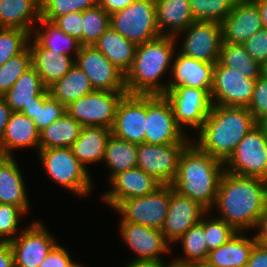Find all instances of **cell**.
<instances>
[{
	"instance_id": "obj_44",
	"label": "cell",
	"mask_w": 267,
	"mask_h": 267,
	"mask_svg": "<svg viewBox=\"0 0 267 267\" xmlns=\"http://www.w3.org/2000/svg\"><path fill=\"white\" fill-rule=\"evenodd\" d=\"M205 218L204 233L209 252L228 242L237 233L232 226L220 218L215 217L210 220L207 219L208 217Z\"/></svg>"
},
{
	"instance_id": "obj_25",
	"label": "cell",
	"mask_w": 267,
	"mask_h": 267,
	"mask_svg": "<svg viewBox=\"0 0 267 267\" xmlns=\"http://www.w3.org/2000/svg\"><path fill=\"white\" fill-rule=\"evenodd\" d=\"M155 8L160 35L178 38L177 34L195 21L189 0H155Z\"/></svg>"
},
{
	"instance_id": "obj_18",
	"label": "cell",
	"mask_w": 267,
	"mask_h": 267,
	"mask_svg": "<svg viewBox=\"0 0 267 267\" xmlns=\"http://www.w3.org/2000/svg\"><path fill=\"white\" fill-rule=\"evenodd\" d=\"M222 42L244 44L263 28L260 9L254 0H237L220 23Z\"/></svg>"
},
{
	"instance_id": "obj_61",
	"label": "cell",
	"mask_w": 267,
	"mask_h": 267,
	"mask_svg": "<svg viewBox=\"0 0 267 267\" xmlns=\"http://www.w3.org/2000/svg\"><path fill=\"white\" fill-rule=\"evenodd\" d=\"M168 267H187L186 265H181L178 263H175L173 261L170 262V265Z\"/></svg>"
},
{
	"instance_id": "obj_38",
	"label": "cell",
	"mask_w": 267,
	"mask_h": 267,
	"mask_svg": "<svg viewBox=\"0 0 267 267\" xmlns=\"http://www.w3.org/2000/svg\"><path fill=\"white\" fill-rule=\"evenodd\" d=\"M66 113V107L53 98L47 90L37 101L27 106L23 113L34 120L40 132Z\"/></svg>"
},
{
	"instance_id": "obj_17",
	"label": "cell",
	"mask_w": 267,
	"mask_h": 267,
	"mask_svg": "<svg viewBox=\"0 0 267 267\" xmlns=\"http://www.w3.org/2000/svg\"><path fill=\"white\" fill-rule=\"evenodd\" d=\"M111 132L130 143H145L146 95L125 94L119 101Z\"/></svg>"
},
{
	"instance_id": "obj_36",
	"label": "cell",
	"mask_w": 267,
	"mask_h": 267,
	"mask_svg": "<svg viewBox=\"0 0 267 267\" xmlns=\"http://www.w3.org/2000/svg\"><path fill=\"white\" fill-rule=\"evenodd\" d=\"M43 26V30L33 31V37L44 47L56 53L70 55L71 51L78 54L81 44L75 38L63 32L53 22L40 18L37 22ZM72 49V50H71Z\"/></svg>"
},
{
	"instance_id": "obj_10",
	"label": "cell",
	"mask_w": 267,
	"mask_h": 267,
	"mask_svg": "<svg viewBox=\"0 0 267 267\" xmlns=\"http://www.w3.org/2000/svg\"><path fill=\"white\" fill-rule=\"evenodd\" d=\"M176 123L172 106L164 95H146L145 143L170 145L188 142L185 131ZM187 137V138H186Z\"/></svg>"
},
{
	"instance_id": "obj_2",
	"label": "cell",
	"mask_w": 267,
	"mask_h": 267,
	"mask_svg": "<svg viewBox=\"0 0 267 267\" xmlns=\"http://www.w3.org/2000/svg\"><path fill=\"white\" fill-rule=\"evenodd\" d=\"M224 171L223 162L190 142L180 155L177 174L171 185L176 192L210 212Z\"/></svg>"
},
{
	"instance_id": "obj_48",
	"label": "cell",
	"mask_w": 267,
	"mask_h": 267,
	"mask_svg": "<svg viewBox=\"0 0 267 267\" xmlns=\"http://www.w3.org/2000/svg\"><path fill=\"white\" fill-rule=\"evenodd\" d=\"M53 23L63 32L78 40L82 46V12H71L57 17Z\"/></svg>"
},
{
	"instance_id": "obj_11",
	"label": "cell",
	"mask_w": 267,
	"mask_h": 267,
	"mask_svg": "<svg viewBox=\"0 0 267 267\" xmlns=\"http://www.w3.org/2000/svg\"><path fill=\"white\" fill-rule=\"evenodd\" d=\"M170 102L176 123L183 130V126H191L199 131L213 106L211 93L201 88L178 86L166 90L163 94Z\"/></svg>"
},
{
	"instance_id": "obj_22",
	"label": "cell",
	"mask_w": 267,
	"mask_h": 267,
	"mask_svg": "<svg viewBox=\"0 0 267 267\" xmlns=\"http://www.w3.org/2000/svg\"><path fill=\"white\" fill-rule=\"evenodd\" d=\"M215 63H208L178 53L172 63L173 81L167 82V90L178 86L189 88H201L206 92L212 90L213 69Z\"/></svg>"
},
{
	"instance_id": "obj_62",
	"label": "cell",
	"mask_w": 267,
	"mask_h": 267,
	"mask_svg": "<svg viewBox=\"0 0 267 267\" xmlns=\"http://www.w3.org/2000/svg\"><path fill=\"white\" fill-rule=\"evenodd\" d=\"M74 267H84V266L81 265V264L79 265L78 263H76Z\"/></svg>"
},
{
	"instance_id": "obj_49",
	"label": "cell",
	"mask_w": 267,
	"mask_h": 267,
	"mask_svg": "<svg viewBox=\"0 0 267 267\" xmlns=\"http://www.w3.org/2000/svg\"><path fill=\"white\" fill-rule=\"evenodd\" d=\"M76 263L71 259L68 250L57 244L39 267H74Z\"/></svg>"
},
{
	"instance_id": "obj_14",
	"label": "cell",
	"mask_w": 267,
	"mask_h": 267,
	"mask_svg": "<svg viewBox=\"0 0 267 267\" xmlns=\"http://www.w3.org/2000/svg\"><path fill=\"white\" fill-rule=\"evenodd\" d=\"M75 64L88 77L94 90L126 91L125 75L94 45L81 46Z\"/></svg>"
},
{
	"instance_id": "obj_16",
	"label": "cell",
	"mask_w": 267,
	"mask_h": 267,
	"mask_svg": "<svg viewBox=\"0 0 267 267\" xmlns=\"http://www.w3.org/2000/svg\"><path fill=\"white\" fill-rule=\"evenodd\" d=\"M180 53L208 63H217L222 46L221 24L214 21H194L184 31Z\"/></svg>"
},
{
	"instance_id": "obj_32",
	"label": "cell",
	"mask_w": 267,
	"mask_h": 267,
	"mask_svg": "<svg viewBox=\"0 0 267 267\" xmlns=\"http://www.w3.org/2000/svg\"><path fill=\"white\" fill-rule=\"evenodd\" d=\"M48 90L50 95L65 107L94 91L90 80L76 64Z\"/></svg>"
},
{
	"instance_id": "obj_1",
	"label": "cell",
	"mask_w": 267,
	"mask_h": 267,
	"mask_svg": "<svg viewBox=\"0 0 267 267\" xmlns=\"http://www.w3.org/2000/svg\"><path fill=\"white\" fill-rule=\"evenodd\" d=\"M215 204L220 212L218 218L237 232L255 229L267 209V181L224 171Z\"/></svg>"
},
{
	"instance_id": "obj_12",
	"label": "cell",
	"mask_w": 267,
	"mask_h": 267,
	"mask_svg": "<svg viewBox=\"0 0 267 267\" xmlns=\"http://www.w3.org/2000/svg\"><path fill=\"white\" fill-rule=\"evenodd\" d=\"M189 143L190 141L170 145L138 144L137 167L162 185H171L177 174L180 155Z\"/></svg>"
},
{
	"instance_id": "obj_45",
	"label": "cell",
	"mask_w": 267,
	"mask_h": 267,
	"mask_svg": "<svg viewBox=\"0 0 267 267\" xmlns=\"http://www.w3.org/2000/svg\"><path fill=\"white\" fill-rule=\"evenodd\" d=\"M25 213L15 205L0 203V242L9 243L16 236L18 222Z\"/></svg>"
},
{
	"instance_id": "obj_43",
	"label": "cell",
	"mask_w": 267,
	"mask_h": 267,
	"mask_svg": "<svg viewBox=\"0 0 267 267\" xmlns=\"http://www.w3.org/2000/svg\"><path fill=\"white\" fill-rule=\"evenodd\" d=\"M97 4V0H41V18L53 22L59 16L83 12Z\"/></svg>"
},
{
	"instance_id": "obj_34",
	"label": "cell",
	"mask_w": 267,
	"mask_h": 267,
	"mask_svg": "<svg viewBox=\"0 0 267 267\" xmlns=\"http://www.w3.org/2000/svg\"><path fill=\"white\" fill-rule=\"evenodd\" d=\"M137 146L123 139L110 135L105 149L104 160L111 169V179L114 175L137 167Z\"/></svg>"
},
{
	"instance_id": "obj_5",
	"label": "cell",
	"mask_w": 267,
	"mask_h": 267,
	"mask_svg": "<svg viewBox=\"0 0 267 267\" xmlns=\"http://www.w3.org/2000/svg\"><path fill=\"white\" fill-rule=\"evenodd\" d=\"M39 157L50 179L83 197L91 192L92 181L85 167L71 148L40 149Z\"/></svg>"
},
{
	"instance_id": "obj_23",
	"label": "cell",
	"mask_w": 267,
	"mask_h": 267,
	"mask_svg": "<svg viewBox=\"0 0 267 267\" xmlns=\"http://www.w3.org/2000/svg\"><path fill=\"white\" fill-rule=\"evenodd\" d=\"M31 38L34 39L32 44ZM31 38L28 46L32 55V67L48 89L68 73L75 64V58L44 48L32 35Z\"/></svg>"
},
{
	"instance_id": "obj_59",
	"label": "cell",
	"mask_w": 267,
	"mask_h": 267,
	"mask_svg": "<svg viewBox=\"0 0 267 267\" xmlns=\"http://www.w3.org/2000/svg\"><path fill=\"white\" fill-rule=\"evenodd\" d=\"M261 76L267 80V63L262 64Z\"/></svg>"
},
{
	"instance_id": "obj_6",
	"label": "cell",
	"mask_w": 267,
	"mask_h": 267,
	"mask_svg": "<svg viewBox=\"0 0 267 267\" xmlns=\"http://www.w3.org/2000/svg\"><path fill=\"white\" fill-rule=\"evenodd\" d=\"M110 27L136 45L158 38L155 0H134L110 14Z\"/></svg>"
},
{
	"instance_id": "obj_54",
	"label": "cell",
	"mask_w": 267,
	"mask_h": 267,
	"mask_svg": "<svg viewBox=\"0 0 267 267\" xmlns=\"http://www.w3.org/2000/svg\"><path fill=\"white\" fill-rule=\"evenodd\" d=\"M170 264L166 265L163 260H135L133 259L126 267H168Z\"/></svg>"
},
{
	"instance_id": "obj_52",
	"label": "cell",
	"mask_w": 267,
	"mask_h": 267,
	"mask_svg": "<svg viewBox=\"0 0 267 267\" xmlns=\"http://www.w3.org/2000/svg\"><path fill=\"white\" fill-rule=\"evenodd\" d=\"M0 267H14V254L9 243L0 242Z\"/></svg>"
},
{
	"instance_id": "obj_33",
	"label": "cell",
	"mask_w": 267,
	"mask_h": 267,
	"mask_svg": "<svg viewBox=\"0 0 267 267\" xmlns=\"http://www.w3.org/2000/svg\"><path fill=\"white\" fill-rule=\"evenodd\" d=\"M82 125L68 113L40 131V149L70 148L78 139Z\"/></svg>"
},
{
	"instance_id": "obj_57",
	"label": "cell",
	"mask_w": 267,
	"mask_h": 267,
	"mask_svg": "<svg viewBox=\"0 0 267 267\" xmlns=\"http://www.w3.org/2000/svg\"><path fill=\"white\" fill-rule=\"evenodd\" d=\"M187 267H215L210 264L207 260L195 261L189 264H186Z\"/></svg>"
},
{
	"instance_id": "obj_56",
	"label": "cell",
	"mask_w": 267,
	"mask_h": 267,
	"mask_svg": "<svg viewBox=\"0 0 267 267\" xmlns=\"http://www.w3.org/2000/svg\"><path fill=\"white\" fill-rule=\"evenodd\" d=\"M254 1L257 3L260 9L263 28L267 30V0H254Z\"/></svg>"
},
{
	"instance_id": "obj_46",
	"label": "cell",
	"mask_w": 267,
	"mask_h": 267,
	"mask_svg": "<svg viewBox=\"0 0 267 267\" xmlns=\"http://www.w3.org/2000/svg\"><path fill=\"white\" fill-rule=\"evenodd\" d=\"M247 109L257 123L267 117V80L262 76L255 82L252 98Z\"/></svg>"
},
{
	"instance_id": "obj_21",
	"label": "cell",
	"mask_w": 267,
	"mask_h": 267,
	"mask_svg": "<svg viewBox=\"0 0 267 267\" xmlns=\"http://www.w3.org/2000/svg\"><path fill=\"white\" fill-rule=\"evenodd\" d=\"M206 212L208 211L198 202L173 190L165 223L161 229L165 239L170 244L176 243L188 229L200 222Z\"/></svg>"
},
{
	"instance_id": "obj_28",
	"label": "cell",
	"mask_w": 267,
	"mask_h": 267,
	"mask_svg": "<svg viewBox=\"0 0 267 267\" xmlns=\"http://www.w3.org/2000/svg\"><path fill=\"white\" fill-rule=\"evenodd\" d=\"M47 90L39 74L31 67L18 78L3 98L12 111L24 113L27 106L36 103Z\"/></svg>"
},
{
	"instance_id": "obj_37",
	"label": "cell",
	"mask_w": 267,
	"mask_h": 267,
	"mask_svg": "<svg viewBox=\"0 0 267 267\" xmlns=\"http://www.w3.org/2000/svg\"><path fill=\"white\" fill-rule=\"evenodd\" d=\"M204 214L199 223L188 229L177 241L181 242L184 257L174 259L173 262L186 265L195 261L207 260L209 251L207 249L204 233Z\"/></svg>"
},
{
	"instance_id": "obj_13",
	"label": "cell",
	"mask_w": 267,
	"mask_h": 267,
	"mask_svg": "<svg viewBox=\"0 0 267 267\" xmlns=\"http://www.w3.org/2000/svg\"><path fill=\"white\" fill-rule=\"evenodd\" d=\"M256 80L244 77L219 61L213 69L212 103L222 106L248 107Z\"/></svg>"
},
{
	"instance_id": "obj_26",
	"label": "cell",
	"mask_w": 267,
	"mask_h": 267,
	"mask_svg": "<svg viewBox=\"0 0 267 267\" xmlns=\"http://www.w3.org/2000/svg\"><path fill=\"white\" fill-rule=\"evenodd\" d=\"M18 166L13 156H0V203L18 206L27 214L29 198Z\"/></svg>"
},
{
	"instance_id": "obj_40",
	"label": "cell",
	"mask_w": 267,
	"mask_h": 267,
	"mask_svg": "<svg viewBox=\"0 0 267 267\" xmlns=\"http://www.w3.org/2000/svg\"><path fill=\"white\" fill-rule=\"evenodd\" d=\"M237 0H189L195 21L221 23L233 10Z\"/></svg>"
},
{
	"instance_id": "obj_19",
	"label": "cell",
	"mask_w": 267,
	"mask_h": 267,
	"mask_svg": "<svg viewBox=\"0 0 267 267\" xmlns=\"http://www.w3.org/2000/svg\"><path fill=\"white\" fill-rule=\"evenodd\" d=\"M112 189L102 195L103 201L115 209L123 200L145 196L162 184L141 168H133L114 175Z\"/></svg>"
},
{
	"instance_id": "obj_53",
	"label": "cell",
	"mask_w": 267,
	"mask_h": 267,
	"mask_svg": "<svg viewBox=\"0 0 267 267\" xmlns=\"http://www.w3.org/2000/svg\"><path fill=\"white\" fill-rule=\"evenodd\" d=\"M13 111L3 97H0V140L5 132L8 120Z\"/></svg>"
},
{
	"instance_id": "obj_15",
	"label": "cell",
	"mask_w": 267,
	"mask_h": 267,
	"mask_svg": "<svg viewBox=\"0 0 267 267\" xmlns=\"http://www.w3.org/2000/svg\"><path fill=\"white\" fill-rule=\"evenodd\" d=\"M14 254V267H39L57 245L55 237L40 222L29 224L9 242Z\"/></svg>"
},
{
	"instance_id": "obj_58",
	"label": "cell",
	"mask_w": 267,
	"mask_h": 267,
	"mask_svg": "<svg viewBox=\"0 0 267 267\" xmlns=\"http://www.w3.org/2000/svg\"><path fill=\"white\" fill-rule=\"evenodd\" d=\"M258 125L262 128L264 134H265L266 137H267V117L261 119V120L258 122Z\"/></svg>"
},
{
	"instance_id": "obj_30",
	"label": "cell",
	"mask_w": 267,
	"mask_h": 267,
	"mask_svg": "<svg viewBox=\"0 0 267 267\" xmlns=\"http://www.w3.org/2000/svg\"><path fill=\"white\" fill-rule=\"evenodd\" d=\"M111 134V129L105 127H82L80 136L70 147L73 155L85 167L104 160L106 143Z\"/></svg>"
},
{
	"instance_id": "obj_50",
	"label": "cell",
	"mask_w": 267,
	"mask_h": 267,
	"mask_svg": "<svg viewBox=\"0 0 267 267\" xmlns=\"http://www.w3.org/2000/svg\"><path fill=\"white\" fill-rule=\"evenodd\" d=\"M246 267H267V248L257 242L251 251Z\"/></svg>"
},
{
	"instance_id": "obj_60",
	"label": "cell",
	"mask_w": 267,
	"mask_h": 267,
	"mask_svg": "<svg viewBox=\"0 0 267 267\" xmlns=\"http://www.w3.org/2000/svg\"><path fill=\"white\" fill-rule=\"evenodd\" d=\"M256 241L267 248V239H256Z\"/></svg>"
},
{
	"instance_id": "obj_42",
	"label": "cell",
	"mask_w": 267,
	"mask_h": 267,
	"mask_svg": "<svg viewBox=\"0 0 267 267\" xmlns=\"http://www.w3.org/2000/svg\"><path fill=\"white\" fill-rule=\"evenodd\" d=\"M31 35L22 29L0 28V67L28 47Z\"/></svg>"
},
{
	"instance_id": "obj_31",
	"label": "cell",
	"mask_w": 267,
	"mask_h": 267,
	"mask_svg": "<svg viewBox=\"0 0 267 267\" xmlns=\"http://www.w3.org/2000/svg\"><path fill=\"white\" fill-rule=\"evenodd\" d=\"M94 46L124 75L132 67L137 45L109 27Z\"/></svg>"
},
{
	"instance_id": "obj_41",
	"label": "cell",
	"mask_w": 267,
	"mask_h": 267,
	"mask_svg": "<svg viewBox=\"0 0 267 267\" xmlns=\"http://www.w3.org/2000/svg\"><path fill=\"white\" fill-rule=\"evenodd\" d=\"M32 67V55L29 46L20 54L7 60L0 67V97H3L18 78Z\"/></svg>"
},
{
	"instance_id": "obj_55",
	"label": "cell",
	"mask_w": 267,
	"mask_h": 267,
	"mask_svg": "<svg viewBox=\"0 0 267 267\" xmlns=\"http://www.w3.org/2000/svg\"><path fill=\"white\" fill-rule=\"evenodd\" d=\"M258 232L255 234L256 239H267V209L259 219L258 225Z\"/></svg>"
},
{
	"instance_id": "obj_4",
	"label": "cell",
	"mask_w": 267,
	"mask_h": 267,
	"mask_svg": "<svg viewBox=\"0 0 267 267\" xmlns=\"http://www.w3.org/2000/svg\"><path fill=\"white\" fill-rule=\"evenodd\" d=\"M175 42L174 36L161 35L137 45L132 67L125 75L126 94L163 95L166 92L168 84L160 80L173 63Z\"/></svg>"
},
{
	"instance_id": "obj_7",
	"label": "cell",
	"mask_w": 267,
	"mask_h": 267,
	"mask_svg": "<svg viewBox=\"0 0 267 267\" xmlns=\"http://www.w3.org/2000/svg\"><path fill=\"white\" fill-rule=\"evenodd\" d=\"M266 145L267 137L257 124L239 142L233 154L224 163L225 171L267 181Z\"/></svg>"
},
{
	"instance_id": "obj_35",
	"label": "cell",
	"mask_w": 267,
	"mask_h": 267,
	"mask_svg": "<svg viewBox=\"0 0 267 267\" xmlns=\"http://www.w3.org/2000/svg\"><path fill=\"white\" fill-rule=\"evenodd\" d=\"M219 62L224 67L235 69L244 77L254 80L261 77L262 65L248 54L243 44L222 42Z\"/></svg>"
},
{
	"instance_id": "obj_27",
	"label": "cell",
	"mask_w": 267,
	"mask_h": 267,
	"mask_svg": "<svg viewBox=\"0 0 267 267\" xmlns=\"http://www.w3.org/2000/svg\"><path fill=\"white\" fill-rule=\"evenodd\" d=\"M41 18V0H0V28L33 33Z\"/></svg>"
},
{
	"instance_id": "obj_39",
	"label": "cell",
	"mask_w": 267,
	"mask_h": 267,
	"mask_svg": "<svg viewBox=\"0 0 267 267\" xmlns=\"http://www.w3.org/2000/svg\"><path fill=\"white\" fill-rule=\"evenodd\" d=\"M82 46L94 45L110 27V14L98 4L82 12Z\"/></svg>"
},
{
	"instance_id": "obj_9",
	"label": "cell",
	"mask_w": 267,
	"mask_h": 267,
	"mask_svg": "<svg viewBox=\"0 0 267 267\" xmlns=\"http://www.w3.org/2000/svg\"><path fill=\"white\" fill-rule=\"evenodd\" d=\"M125 94L126 91L94 90L66 106V113L83 127L112 129L118 103Z\"/></svg>"
},
{
	"instance_id": "obj_47",
	"label": "cell",
	"mask_w": 267,
	"mask_h": 267,
	"mask_svg": "<svg viewBox=\"0 0 267 267\" xmlns=\"http://www.w3.org/2000/svg\"><path fill=\"white\" fill-rule=\"evenodd\" d=\"M243 45L255 61L261 65L267 63V30L265 28L260 29Z\"/></svg>"
},
{
	"instance_id": "obj_20",
	"label": "cell",
	"mask_w": 267,
	"mask_h": 267,
	"mask_svg": "<svg viewBox=\"0 0 267 267\" xmlns=\"http://www.w3.org/2000/svg\"><path fill=\"white\" fill-rule=\"evenodd\" d=\"M124 242L137 254L135 260H163L159 255L170 252V243L160 229L131 222H120Z\"/></svg>"
},
{
	"instance_id": "obj_8",
	"label": "cell",
	"mask_w": 267,
	"mask_h": 267,
	"mask_svg": "<svg viewBox=\"0 0 267 267\" xmlns=\"http://www.w3.org/2000/svg\"><path fill=\"white\" fill-rule=\"evenodd\" d=\"M173 190L172 185H161L145 196L123 200L115 210L122 214L121 222H131L161 230Z\"/></svg>"
},
{
	"instance_id": "obj_24",
	"label": "cell",
	"mask_w": 267,
	"mask_h": 267,
	"mask_svg": "<svg viewBox=\"0 0 267 267\" xmlns=\"http://www.w3.org/2000/svg\"><path fill=\"white\" fill-rule=\"evenodd\" d=\"M36 146L40 150V132L33 119L21 112H12L0 140V156L12 157L18 148Z\"/></svg>"
},
{
	"instance_id": "obj_29",
	"label": "cell",
	"mask_w": 267,
	"mask_h": 267,
	"mask_svg": "<svg viewBox=\"0 0 267 267\" xmlns=\"http://www.w3.org/2000/svg\"><path fill=\"white\" fill-rule=\"evenodd\" d=\"M237 232L228 242L209 252L207 261L215 267H246L256 237L248 238Z\"/></svg>"
},
{
	"instance_id": "obj_3",
	"label": "cell",
	"mask_w": 267,
	"mask_h": 267,
	"mask_svg": "<svg viewBox=\"0 0 267 267\" xmlns=\"http://www.w3.org/2000/svg\"><path fill=\"white\" fill-rule=\"evenodd\" d=\"M247 107L213 104L196 145L210 156L225 163L236 146L257 125Z\"/></svg>"
},
{
	"instance_id": "obj_51",
	"label": "cell",
	"mask_w": 267,
	"mask_h": 267,
	"mask_svg": "<svg viewBox=\"0 0 267 267\" xmlns=\"http://www.w3.org/2000/svg\"><path fill=\"white\" fill-rule=\"evenodd\" d=\"M134 0H97L100 7L112 14L130 5Z\"/></svg>"
}]
</instances>
